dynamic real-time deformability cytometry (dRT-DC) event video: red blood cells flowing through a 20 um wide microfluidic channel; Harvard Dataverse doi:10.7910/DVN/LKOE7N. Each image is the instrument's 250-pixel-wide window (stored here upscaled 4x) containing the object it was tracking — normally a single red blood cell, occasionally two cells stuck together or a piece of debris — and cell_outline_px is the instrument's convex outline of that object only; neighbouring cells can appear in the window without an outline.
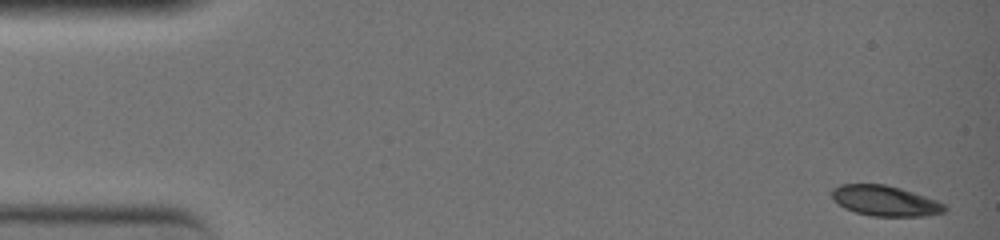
{"species": "common noctule bat (a hibernating species)", "species_latin": "Nyctalus noctula", "temperature_condition": "warm", "stored_images_in_passage": 13, "camera_frame_rate_fps": 3000, "um_per_image_px": 0.085, "animal": {"sex": "female", "body_mass_g": 19.0, "forearm_length_mm": 51.5}, "frame": {"image": 1, "passage_image": 1, "time_ms": 0.0, "image_size_px": [1000, 240], "cell_outline_px": [[948, 208], [944, 212], [924, 216], [872, 216], [856, 212], [844, 208], [832, 200], [832, 188], [840, 184], [884, 184], [900, 188], [936, 200], [944, 204]], "centroid_in_image_um": [75.2, 17.07], "position_along_channel_um": 9.8, "area_um2": 19.94}}
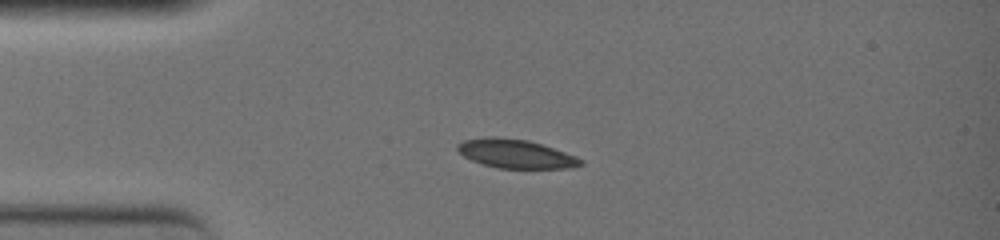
{"frame": {"image": 2, "passage_image": 11, "time_ms": 3.333, "image_size_px": [1000, 240], "cell_outline_px": [[584, 164], [568, 168], [496, 168], [472, 160], [464, 156], [456, 148], [456, 144], [464, 140], [484, 136], [496, 136], [528, 140], [576, 156], [584, 160]], "centroid_in_image_um": [43.81, 13.06], "position_along_channel_um": 41.2, "area_um2": 20.63}}